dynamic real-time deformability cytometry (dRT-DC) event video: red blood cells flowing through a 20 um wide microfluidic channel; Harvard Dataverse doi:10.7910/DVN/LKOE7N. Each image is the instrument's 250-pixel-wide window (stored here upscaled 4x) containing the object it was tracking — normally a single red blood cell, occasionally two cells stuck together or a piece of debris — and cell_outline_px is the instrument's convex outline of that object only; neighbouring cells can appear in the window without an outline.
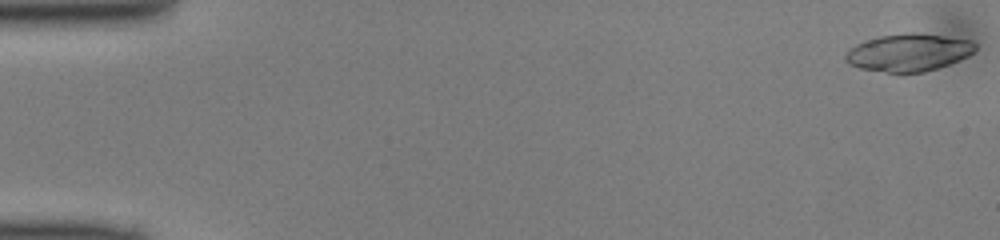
{"species": "common noctule bat (a hibernating species)", "species_latin": "Nyctalus noctula", "temperature_condition": "cold", "stored_images_in_passage": 49, "camera_frame_rate_fps": 3000, "um_per_image_px": 0.085, "animal": {"sex": "male", "body_mass_g": 13.0, "forearm_length_mm": 53.1}, "frame": {"image": 1, "passage_image": 1, "time_ms": 0.0, "image_size_px": [1000, 240], "cell_outline_px": [[976, 48], [968, 56], [948, 64], [924, 72], [888, 72], [860, 68], [848, 64], [844, 60], [844, 56], [856, 44], [864, 40], [880, 36], [904, 32], [916, 32], [972, 40], [976, 44]], "centroid_in_image_um": [77.22, 4.44], "position_along_channel_um": 7.8, "area_um2": 28.26}}